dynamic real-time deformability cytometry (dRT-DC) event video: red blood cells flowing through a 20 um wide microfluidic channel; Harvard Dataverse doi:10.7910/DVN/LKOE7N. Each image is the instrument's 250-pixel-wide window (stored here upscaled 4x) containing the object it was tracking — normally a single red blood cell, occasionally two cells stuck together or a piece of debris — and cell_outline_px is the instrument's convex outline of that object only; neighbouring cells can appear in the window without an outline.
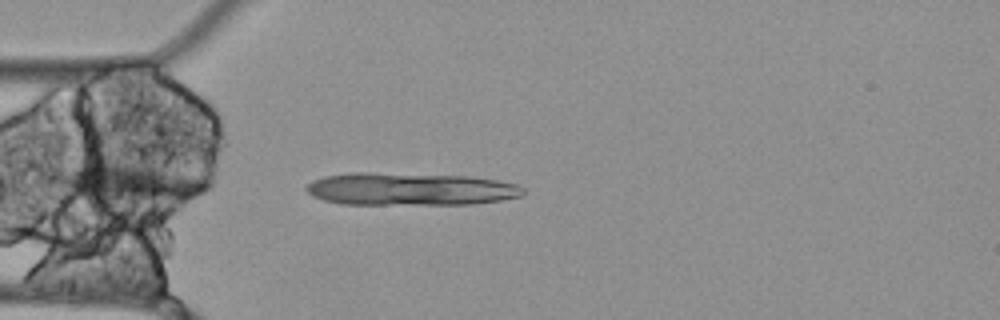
{"species": "Egyptian fruit bat (a non-hibernating species)", "species_latin": "Rousettus aegyptiacus", "temperature_condition": "cold", "stored_images_in_passage": 7, "segment_of_instrument_passage": [1, 2], "camera_frame_rate_fps": 3000, "um_per_image_px": 0.085, "animal": {"sex": "female"}, "frame": {"image": 1, "passage_image": 2, "time_ms": 0.333, "image_size_px": [1000, 320], "cell_outline_px": [[524, 196], [500, 200], [472, 204], [340, 204], [324, 200], [312, 196], [304, 188], [312, 180], [324, 176], [352, 172], [372, 172], [468, 176], [496, 180], [516, 184], [524, 188]], "centroid_in_image_um": [34.84, 16.07], "position_along_channel_um": 50.2, "area_um2": 41.5}}